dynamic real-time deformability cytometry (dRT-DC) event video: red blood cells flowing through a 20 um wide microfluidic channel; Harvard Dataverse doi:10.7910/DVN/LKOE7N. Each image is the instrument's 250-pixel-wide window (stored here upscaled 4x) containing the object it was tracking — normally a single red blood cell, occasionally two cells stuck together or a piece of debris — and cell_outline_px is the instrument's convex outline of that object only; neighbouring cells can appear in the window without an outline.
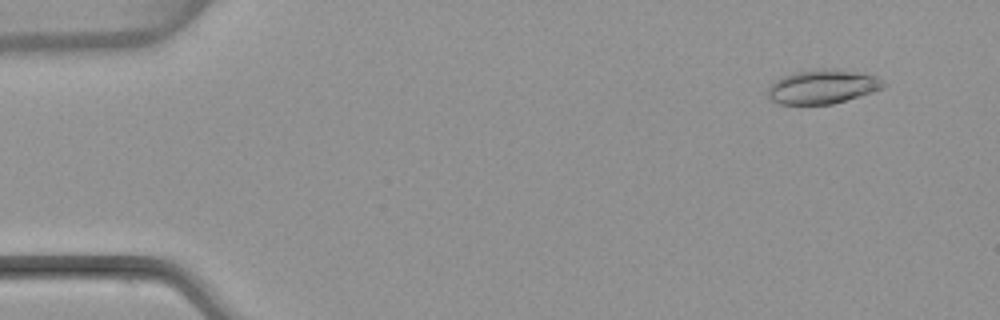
{"species": "common noctule bat (a hibernating species)", "species_latin": "Nyctalus noctula", "temperature_condition": "warm", "stored_images_in_passage": 51, "camera_frame_rate_fps": 3000, "um_per_image_px": 0.085, "animal": {"sex": "female", "body_mass_g": 22.7, "forearm_length_mm": 54.2}, "frame": {"image": 1, "passage_image": 4, "time_ms": 1.0, "image_size_px": [1000, 320], "cell_outline_px": [[884, 88], [872, 92], [832, 104], [780, 104], [772, 100], [768, 96], [768, 88], [772, 80], [796, 72], [816, 68], [840, 68], [876, 76], [884, 84]], "centroid_in_image_um": [69.89, 7.35], "position_along_channel_um": 15.1, "area_um2": 23.06}}
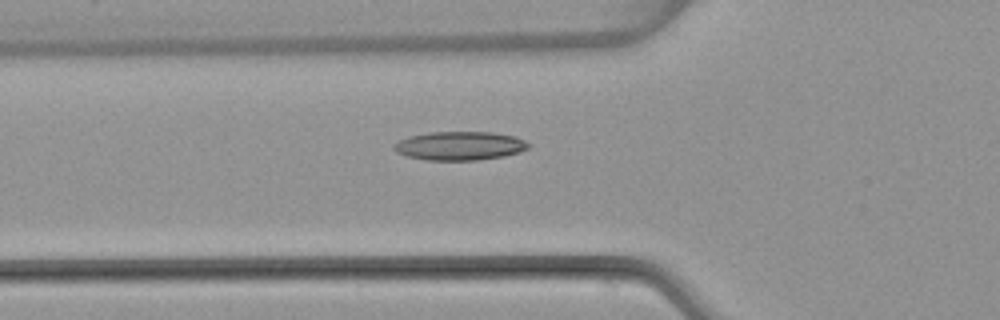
{"frame": {"image": 2, "passage_image": 18, "time_ms": 5.667, "image_size_px": [1000, 320], "cell_outline_px": [[532, 144], [528, 148], [520, 152], [504, 156], [476, 160], [424, 160], [408, 156], [396, 152], [392, 148], [392, 144], [408, 136], [428, 132], [492, 132], [512, 136], [524, 140]], "centroid_in_image_um": [39.05, 12.39], "position_along_channel_um": 86.7, "area_um2": 22.6}}
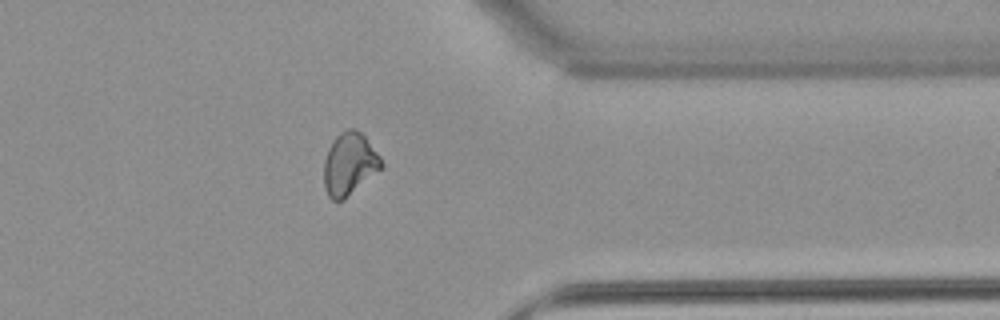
{"frame": {"image": 3, "passage_image": 41, "time_ms": 13.333, "image_size_px": [1000, 320], "cell_outline_px": [[384, 168], [344, 200], [332, 200], [328, 196], [324, 188], [324, 160], [328, 148], [332, 140], [340, 132], [348, 128], [356, 128], [364, 136], [380, 156], [384, 164]], "centroid_in_image_um": [29.71, 13.95], "position_along_channel_um": 381.7, "area_um2": 21.27}, "authors_computed_cell_mechanics": {"area_um2": 21.386, "velocity_mm_per_s": 3.9681, "shape_relaxation_time_tau1_ms": null, "shape_relaxation_time_tau2_ms": 3.6912, "deformation_change_tau1": null, "deformation_change_tau2": 0.1044}}